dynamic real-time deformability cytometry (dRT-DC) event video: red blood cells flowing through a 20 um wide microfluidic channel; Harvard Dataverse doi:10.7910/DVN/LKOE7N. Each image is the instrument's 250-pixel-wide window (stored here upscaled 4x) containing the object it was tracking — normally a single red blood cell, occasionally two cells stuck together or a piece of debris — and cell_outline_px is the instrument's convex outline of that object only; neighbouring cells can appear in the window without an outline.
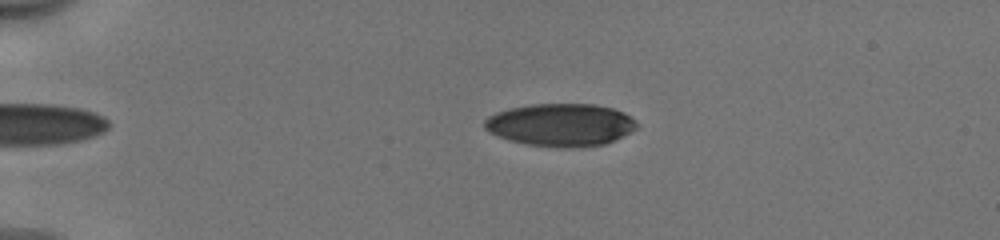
{"species": "human", "species_latin": "Homo sapiens", "temperature_condition": "cold", "stored_images_in_passage": 52, "camera_frame_rate_fps": 3000, "um_per_image_px": 0.085, "donor": {"sex": "male"}, "frame": {"image": 1, "passage_image": 12, "time_ms": 3.667, "image_size_px": [1000, 240], "cell_outline_px": [[636, 128], [604, 144], [572, 148], [556, 148], [528, 144], [508, 140], [488, 132], [484, 128], [484, 120], [488, 116], [496, 112], [508, 108], [532, 104], [596, 104], [612, 108], [624, 112], [636, 124]], "centroid_in_image_um": [47.58, 10.61], "position_along_channel_um": 37.4, "area_um2": 37.74}}
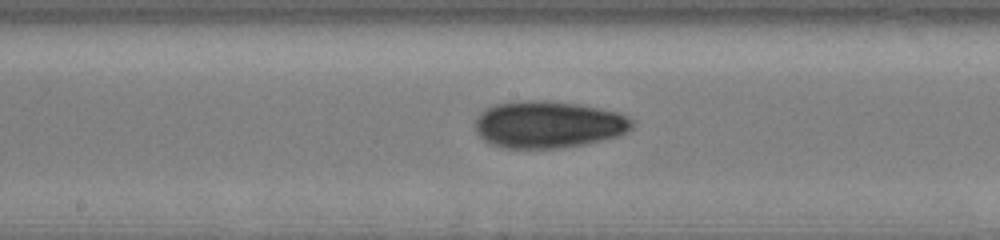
{"frame": {"image": 2, "passage_image": 29, "time_ms": 9.333, "image_size_px": [1000, 240], "cell_outline_px": [[632, 128], [628, 132], [620, 136], [584, 144], [560, 148], [500, 148], [488, 144], [476, 132], [476, 120], [480, 112], [496, 104], [520, 100], [548, 100], [580, 104], [600, 108], [616, 112], [628, 116], [632, 120]], "centroid_in_image_um": [46.61, 10.58], "position_along_channel_um": 201.6, "area_um2": 43.35}}
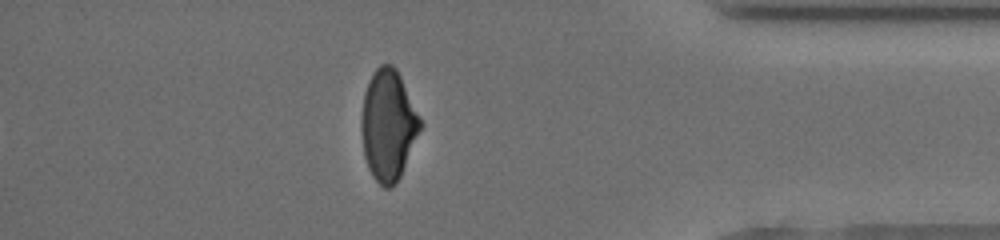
{"frame": {"image": 3, "passage_image": 46, "time_ms": 15.0, "image_size_px": [1000, 240], "cell_outline_px": [[424, 124], [400, 176], [396, 184], [392, 188], [384, 188], [372, 176], [368, 168], [364, 156], [360, 128], [360, 120], [364, 92], [376, 68], [380, 64], [392, 64], [396, 68]], "centroid_in_image_um": [33.0, 10.66], "position_along_channel_um": 402.2, "area_um2": 38.21}, "authors_computed_cell_mechanics": {"area_um2": 38.9283, "velocity_mm_per_s": 3.9876, "shape_relaxation_time_tau1_ms": 5.9451, "shape_relaxation_time_tau2_ms": 5.2653, "deformation_change_tau1": 0.1762, "deformation_change_tau2": 0.0943}}